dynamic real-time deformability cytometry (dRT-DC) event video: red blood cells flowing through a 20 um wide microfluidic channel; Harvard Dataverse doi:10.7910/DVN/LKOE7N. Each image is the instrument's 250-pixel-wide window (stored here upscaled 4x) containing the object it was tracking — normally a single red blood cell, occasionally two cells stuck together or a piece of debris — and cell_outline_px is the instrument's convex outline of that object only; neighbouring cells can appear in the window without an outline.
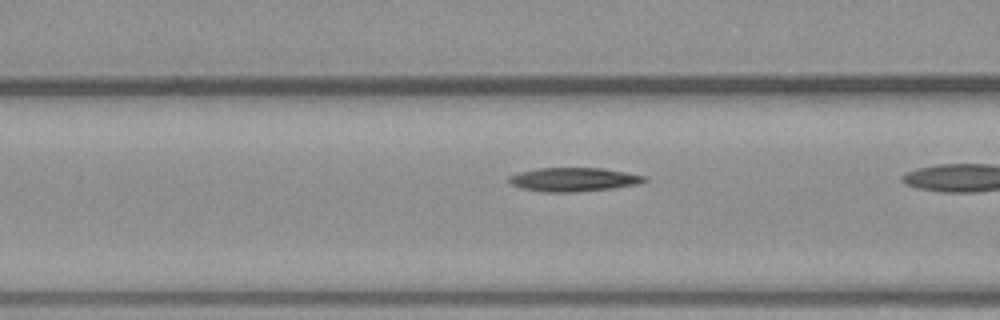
{"species": "common noctule bat (a hibernating species)", "species_latin": "Nyctalus noctula", "temperature_condition": "warm", "stored_images_in_passage": 33, "camera_frame_rate_fps": 3000, "um_per_image_px": 0.085, "animal": {"sex": "male", "body_mass_g": 23.1, "forearm_length_mm": 52.7}, "frame": {"image": 1, "passage_image": 16, "time_ms": 5.0, "image_size_px": [1000, 320], "cell_outline_px": [[648, 180], [640, 184], [612, 188], [576, 192], [540, 192], [520, 188], [512, 184], [508, 180], [508, 176], [520, 172], [536, 168], [600, 168], [624, 172], [644, 176]], "centroid_in_image_um": [48.72, 15.26], "position_along_channel_um": 117.9, "area_um2": 18.79}}
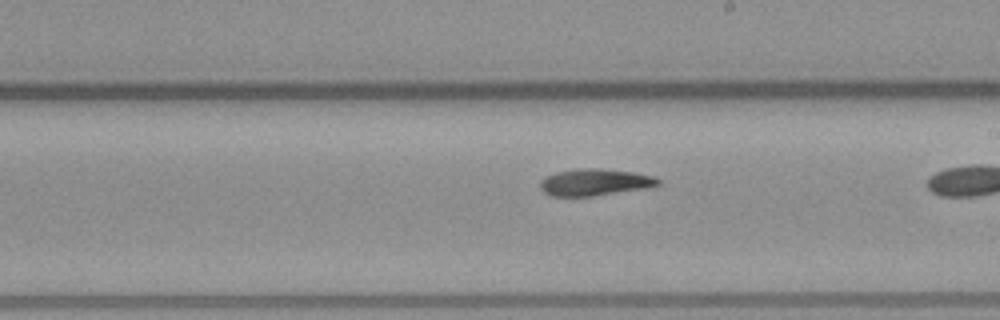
{"frame": {"image": 2, "passage_image": 24, "time_ms": 7.667, "image_size_px": [1000, 320], "cell_outline_px": [[660, 184], [644, 188], [592, 196], [548, 196], [540, 188], [540, 180], [544, 176], [556, 172], [584, 168], [600, 168], [632, 172], [652, 176], [660, 180]], "centroid_in_image_um": [50.49, 15.49], "position_along_channel_um": 238.5, "area_um2": 18.26}}